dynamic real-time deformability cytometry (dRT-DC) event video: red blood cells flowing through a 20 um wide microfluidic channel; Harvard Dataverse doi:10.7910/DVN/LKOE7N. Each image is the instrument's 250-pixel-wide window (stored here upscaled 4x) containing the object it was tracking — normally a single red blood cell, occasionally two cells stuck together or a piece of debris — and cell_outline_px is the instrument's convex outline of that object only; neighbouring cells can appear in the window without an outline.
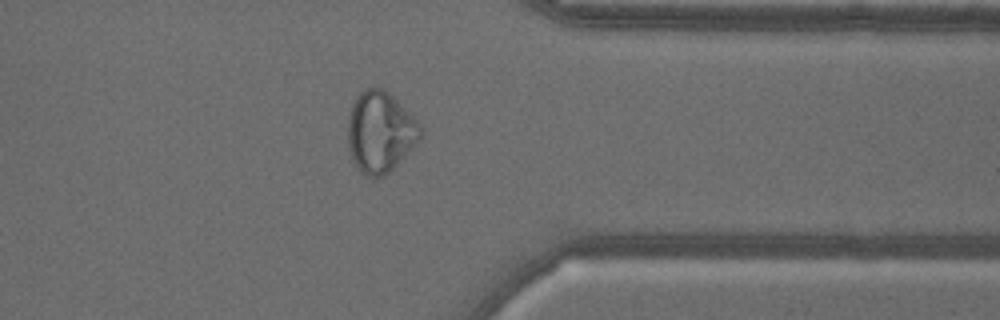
{"species": "common noctule bat (a hibernating species)", "species_latin": "Nyctalus noctula", "temperature_condition": "warm", "stored_images_in_passage": 50, "camera_frame_rate_fps": 3000, "um_per_image_px": 0.085, "animal": {"sex": "male", "body_mass_g": 18.8}, "frame": {"image": 1, "passage_image": 43, "time_ms": 14.0, "image_size_px": [1000, 320], "cell_outline_px": [[424, 132], [400, 160], [384, 176], [368, 176], [360, 172], [352, 156], [348, 144], [348, 120], [352, 104], [356, 96], [364, 88], [380, 88], [392, 96], [424, 128]], "centroid_in_image_um": [32.3, 11.2], "position_along_channel_um": 379.1, "area_um2": 33.47}}